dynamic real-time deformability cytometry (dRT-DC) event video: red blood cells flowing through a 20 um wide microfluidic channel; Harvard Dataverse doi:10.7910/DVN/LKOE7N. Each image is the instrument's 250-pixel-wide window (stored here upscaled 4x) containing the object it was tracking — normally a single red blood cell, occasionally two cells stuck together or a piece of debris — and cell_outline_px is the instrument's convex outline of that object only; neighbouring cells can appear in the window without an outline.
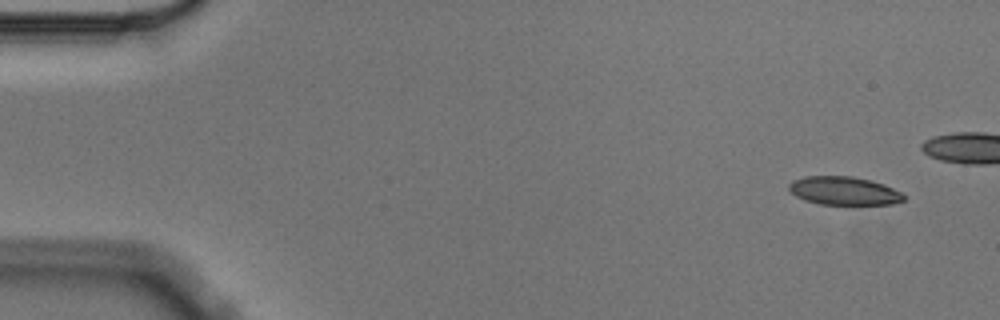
{"species": "Egyptian fruit bat (a non-hibernating species)", "species_latin": "Rousettus aegyptiacus", "temperature_condition": "cold", "stored_images_in_passage": 10, "camera_frame_rate_fps": 3000, "um_per_image_px": 0.085, "animal": {"sex": "male"}, "frame": {"image": 1, "passage_image": 1, "time_ms": 0.0, "image_size_px": [1000, 320], "cell_outline_px": [[904, 200], [892, 204], [820, 204], [804, 200], [796, 196], [788, 188], [788, 184], [792, 180], [804, 176], [852, 176], [872, 180], [884, 184], [900, 192], [904, 196]], "centroid_in_image_um": [71.71, 16.21], "position_along_channel_um": 13.3, "area_um2": 18.96}}
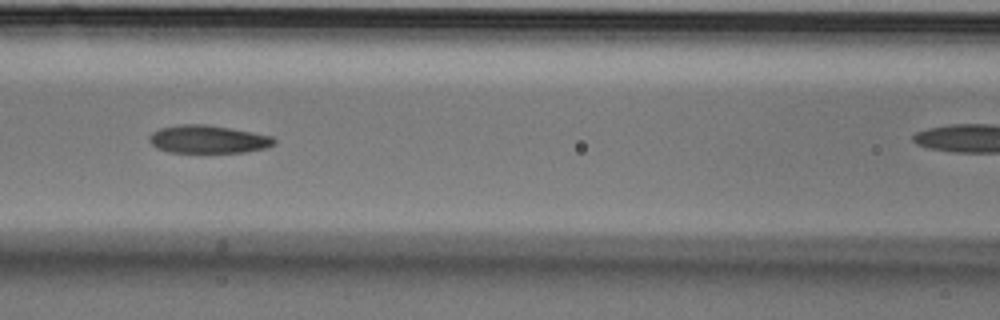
{"frame": {"image": 2, "passage_image": 7, "time_ms": 2.0, "image_size_px": [1000, 320], "cell_outline_px": [[276, 144], [268, 148], [244, 152], [168, 152], [156, 148], [148, 140], [148, 136], [152, 132], [160, 128], [180, 124], [208, 124], [252, 132], [272, 136], [276, 140]], "centroid_in_image_um": [17.69, 11.83], "position_along_channel_um": 148.9, "area_um2": 20.52}}
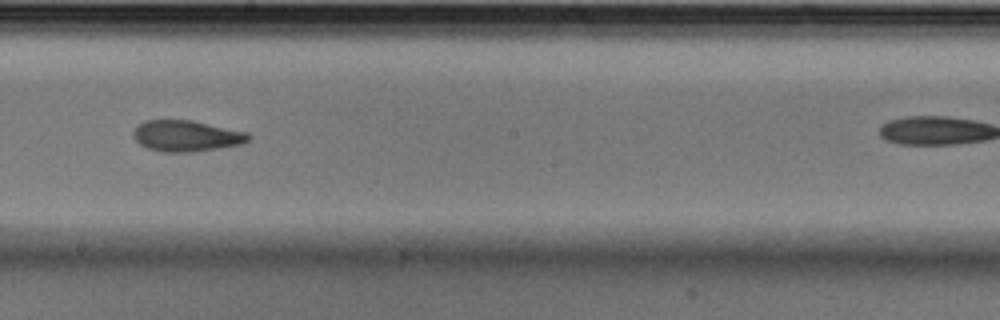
{"frame": {"image": 3, "passage_image": 9, "time_ms": 2.667, "image_size_px": [1000, 320], "cell_outline_px": [[252, 136], [248, 140], [240, 144], [192, 152], [164, 152], [148, 148], [140, 144], [132, 136], [132, 132], [144, 120], [192, 120], [248, 132]], "centroid_in_image_um": [15.84, 11.54], "position_along_channel_um": 232.4, "area_um2": 20.75}}